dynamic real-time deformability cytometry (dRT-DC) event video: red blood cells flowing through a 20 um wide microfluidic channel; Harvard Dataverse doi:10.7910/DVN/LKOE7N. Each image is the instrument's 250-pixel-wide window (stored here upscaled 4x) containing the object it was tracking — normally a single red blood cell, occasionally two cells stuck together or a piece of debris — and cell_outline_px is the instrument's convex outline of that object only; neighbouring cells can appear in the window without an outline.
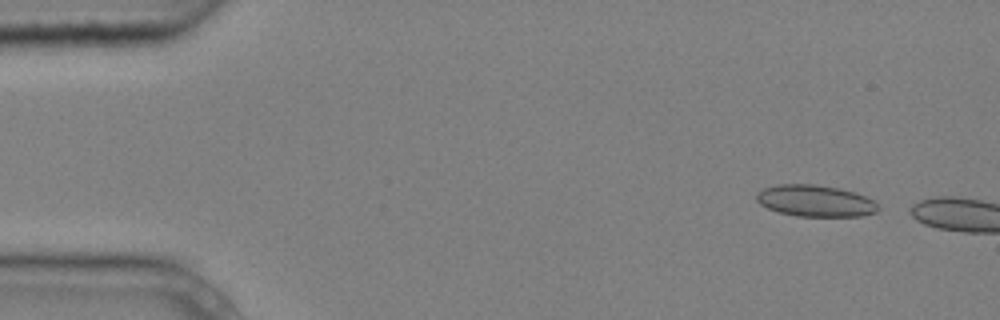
{"species": "common noctule bat (a hibernating species)", "species_latin": "Nyctalus noctula", "temperature_condition": "cold", "stored_images_in_passage": 2, "camera_frame_rate_fps": 3000, "um_per_image_px": 0.085, "animal": {"sex": "male", "body_mass_g": 20.4}, "frame": {"image": 1, "passage_image": 1, "time_ms": 0.0, "image_size_px": [1000, 320], "cell_outline_px": [[880, 208], [876, 212], [864, 216], [796, 216], [776, 212], [760, 204], [756, 200], [756, 192], [764, 188], [776, 184], [816, 184], [840, 188], [856, 192], [872, 200]], "centroid_in_image_um": [69.28, 17.07], "position_along_channel_um": 15.7, "area_um2": 22.6}}